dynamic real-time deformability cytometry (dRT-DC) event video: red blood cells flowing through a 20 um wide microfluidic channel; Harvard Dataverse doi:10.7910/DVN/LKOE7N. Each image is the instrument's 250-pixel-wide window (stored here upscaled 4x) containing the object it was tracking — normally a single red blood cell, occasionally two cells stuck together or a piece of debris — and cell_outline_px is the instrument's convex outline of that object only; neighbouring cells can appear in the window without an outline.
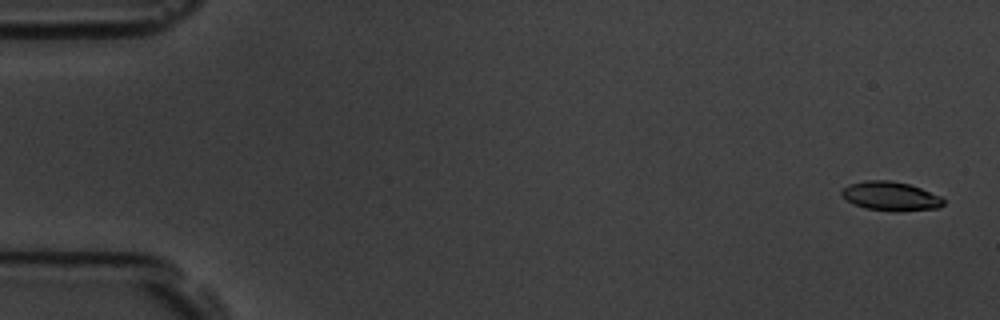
{"species": "common noctule bat (a hibernating species)", "species_latin": "Nyctalus noctula", "temperature_condition": "room temperature", "stored_images_in_passage": 57, "camera_frame_rate_fps": 3000, "um_per_image_px": 0.085, "animal": {"sex": "male", "body_mass_g": 19.5, "forearm_length_mm": 54.6}, "frame": {"image": 1, "passage_image": 2, "time_ms": 0.333, "image_size_px": [1000, 320], "cell_outline_px": [[944, 204], [940, 208], [896, 212], [892, 212], [864, 208], [840, 196], [840, 192], [848, 184], [864, 180], [888, 180], [908, 184], [920, 188], [940, 196], [944, 200]], "centroid_in_image_um": [75.69, 16.68], "position_along_channel_um": 9.3, "area_um2": 17.34}}
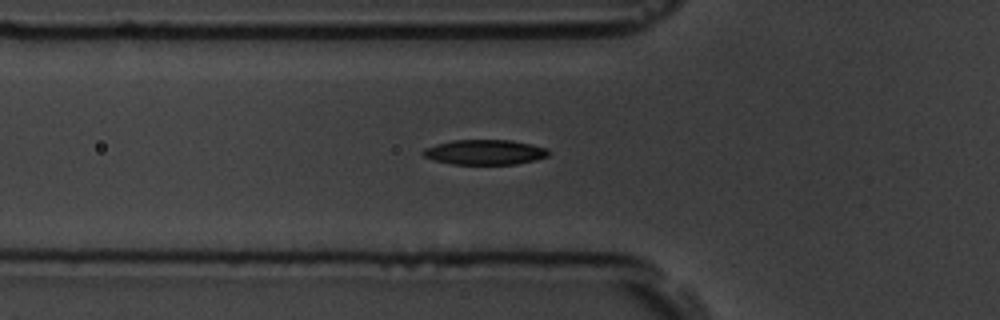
{"frame": {"image": 2, "passage_image": 20, "time_ms": 6.333, "image_size_px": [1000, 320], "cell_outline_px": [[548, 156], [536, 160], [516, 164], [452, 164], [436, 160], [424, 156], [420, 152], [424, 148], [436, 144], [452, 140], [512, 140], [532, 144], [548, 148]], "centroid_in_image_um": [41.22, 12.93], "position_along_channel_um": 84.6, "area_um2": 18.32}}
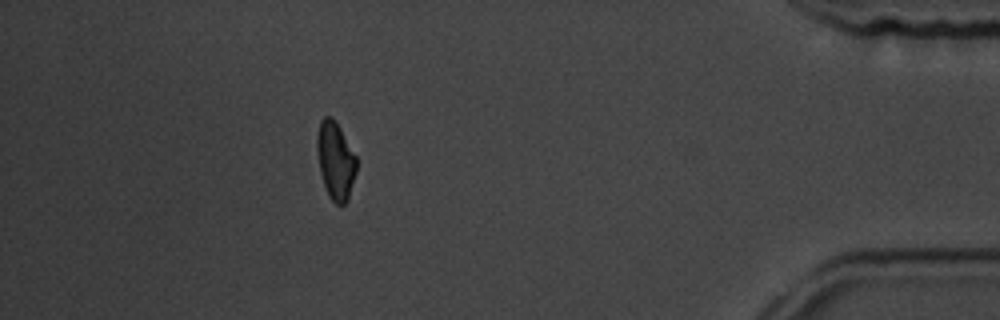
{"frame": {"image": 3, "passage_image": 51, "time_ms": 16.667, "image_size_px": [1000, 320], "cell_outline_px": [[356, 172], [348, 200], [344, 204], [336, 204], [328, 196], [320, 172], [316, 148], [316, 136], [320, 120], [324, 116], [332, 116], [340, 128], [356, 156]], "centroid_in_image_um": [28.5, 13.63], "position_along_channel_um": 406.7, "area_um2": 17.92}, "authors_computed_cell_mechanics": {"area_um2": 17.918, "velocity_mm_per_s": 3.6059, "shape_relaxation_time_tau1_ms": 3.0629, "shape_relaxation_time_tau2_ms": null, "deformation_change_tau1": 0.1356, "deformation_change_tau2": null}}